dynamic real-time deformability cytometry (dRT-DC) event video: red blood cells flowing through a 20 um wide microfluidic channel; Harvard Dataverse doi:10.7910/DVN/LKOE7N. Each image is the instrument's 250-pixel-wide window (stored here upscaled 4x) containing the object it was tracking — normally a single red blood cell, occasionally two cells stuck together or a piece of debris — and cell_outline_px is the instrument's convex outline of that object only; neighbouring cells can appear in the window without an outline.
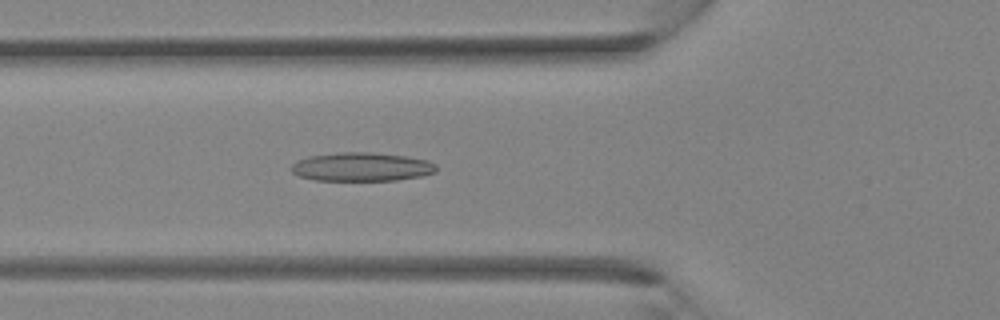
{"species": "Egyptian fruit bat (a non-hibernating species)", "species_latin": "Rousettus aegyptiacus", "temperature_condition": "room temperature", "stored_images_in_passage": 33, "camera_frame_rate_fps": 3000, "um_per_image_px": 0.085, "animal": {"sex": "female"}, "frame": {"image": 1, "passage_image": 10, "time_ms": 3.0, "image_size_px": [1000, 320], "cell_outline_px": [[436, 172], [420, 176], [396, 180], [316, 180], [300, 176], [292, 172], [292, 164], [296, 160], [308, 156], [336, 152], [372, 152], [404, 156], [428, 160], [436, 164]], "centroid_in_image_um": [30.73, 14.17], "position_along_channel_um": 95.1, "area_um2": 24.22}}
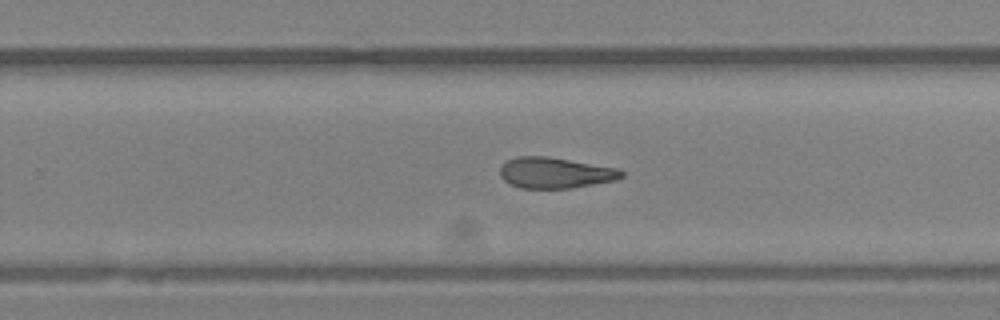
{"frame": {"image": 2, "passage_image": 20, "time_ms": 6.333, "image_size_px": [1000, 320], "cell_outline_px": [[624, 176], [616, 180], [572, 188], [520, 188], [508, 184], [500, 176], [500, 168], [508, 160], [516, 156], [548, 156], [620, 168], [624, 172]], "centroid_in_image_um": [47.21, 14.69], "position_along_channel_um": 282.6, "area_um2": 22.08}}
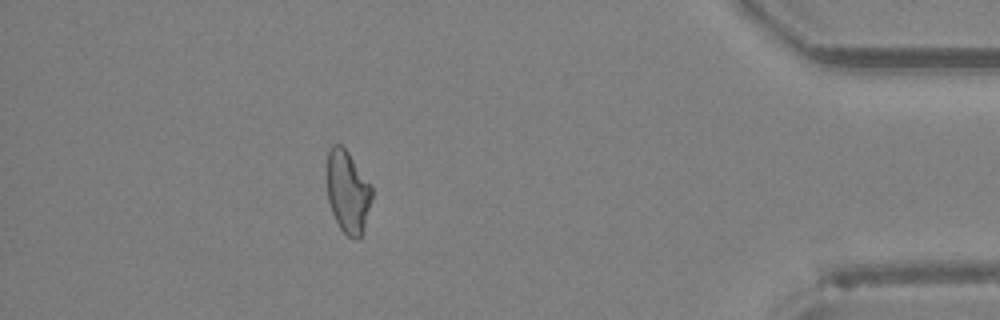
{"frame": {"image": 3, "passage_image": 29, "time_ms": 9.333, "image_size_px": [1000, 320], "cell_outline_px": [[372, 196], [360, 240], [356, 240], [348, 236], [340, 228], [332, 212], [328, 200], [328, 152], [332, 144], [340, 144], [348, 152], [372, 188]], "centroid_in_image_um": [29.55, 16.33], "position_along_channel_um": 405.6, "area_um2": 21.04}}